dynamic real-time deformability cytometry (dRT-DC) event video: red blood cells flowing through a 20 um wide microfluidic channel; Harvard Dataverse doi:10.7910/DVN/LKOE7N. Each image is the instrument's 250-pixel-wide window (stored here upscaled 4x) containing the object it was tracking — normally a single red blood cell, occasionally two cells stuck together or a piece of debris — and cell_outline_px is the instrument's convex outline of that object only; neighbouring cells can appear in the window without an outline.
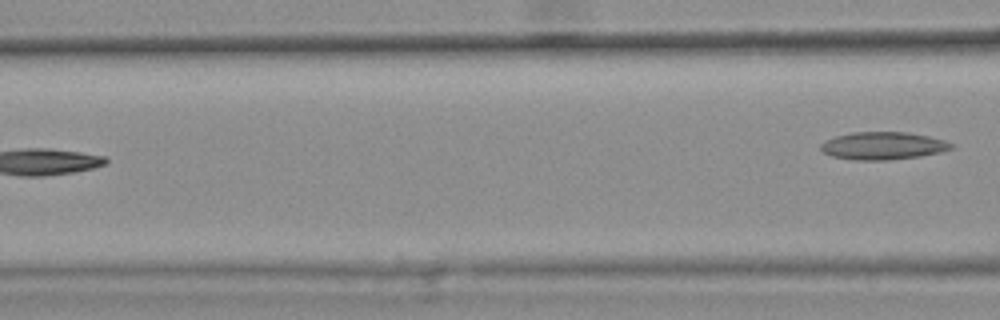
{"species": "common noctule bat (a hibernating species)", "species_latin": "Nyctalus noctula", "temperature_condition": "warm", "stored_images_in_passage": 7, "camera_frame_rate_fps": 3000, "um_per_image_px": 0.085, "animal": {"sex": "female", "body_mass_g": 25.1}, "frame": {"image": 1, "passage_image": 7, "time_ms": 2.0, "image_size_px": [1000, 320], "cell_outline_px": [[956, 144], [952, 148], [940, 152], [920, 156], [888, 160], [852, 160], [832, 156], [824, 152], [820, 148], [820, 144], [824, 140], [836, 136], [852, 132], [908, 132], [928, 136], [944, 140]], "centroid_in_image_um": [75.05, 12.39], "position_along_channel_um": 91.6, "area_um2": 21.1}}